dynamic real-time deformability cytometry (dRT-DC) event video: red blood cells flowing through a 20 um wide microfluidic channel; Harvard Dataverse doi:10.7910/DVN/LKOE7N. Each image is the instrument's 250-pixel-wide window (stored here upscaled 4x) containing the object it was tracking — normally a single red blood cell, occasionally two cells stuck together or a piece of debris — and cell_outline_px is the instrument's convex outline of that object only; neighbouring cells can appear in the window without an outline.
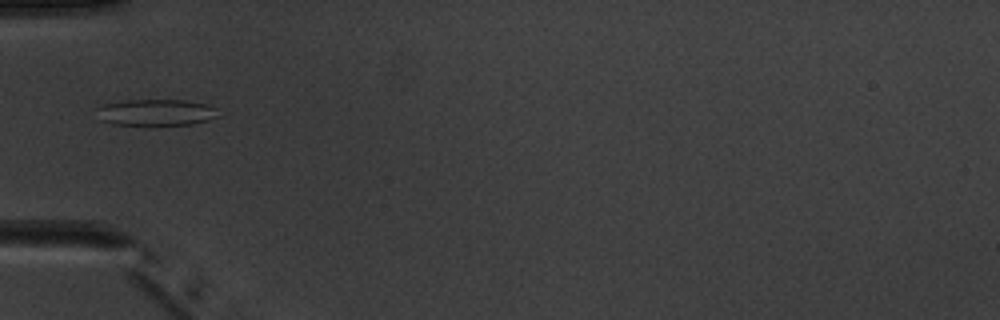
{"species": "common noctule bat (a hibernating species)", "species_latin": "Nyctalus noctula", "temperature_condition": "warm", "stored_images_in_passage": 7, "camera_frame_rate_fps": 3000, "um_per_image_px": 0.085, "animal": {"sex": "male", "body_mass_g": 20.1, "forearm_length_mm": 53.5}, "frame": {"image": 1, "passage_image": 6, "time_ms": 6.0, "image_size_px": [1000, 320], "cell_outline_px": [[220, 116], [208, 120], [192, 124], [148, 128], [112, 124], [100, 120], [96, 108], [100, 104], [128, 100], [184, 100], [204, 104], [220, 108]], "centroid_in_image_um": [13.26, 9.6], "position_along_channel_um": 71.7, "area_um2": 19.88}}
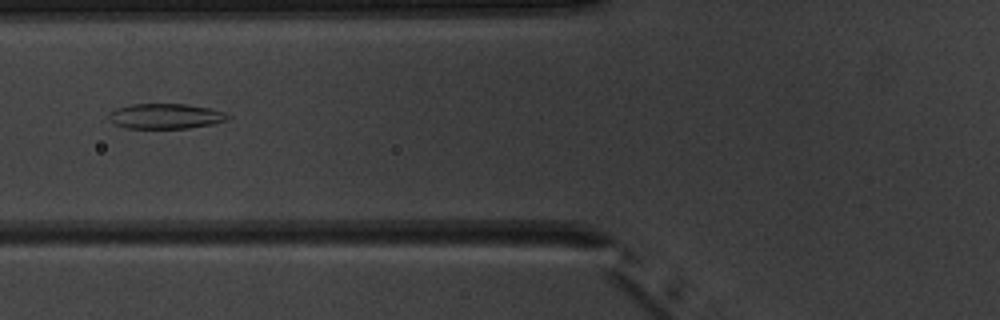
{"frame": {"image": 2, "passage_image": 7, "time_ms": 7.0, "image_size_px": [1000, 320], "cell_outline_px": [[232, 116], [228, 120], [212, 124], [188, 128], [128, 128], [112, 124], [108, 120], [108, 112], [116, 108], [132, 104], [188, 104], [212, 108], [224, 112]], "centroid_in_image_um": [14.06, 9.87], "position_along_channel_um": 111.7, "area_um2": 17.74}}